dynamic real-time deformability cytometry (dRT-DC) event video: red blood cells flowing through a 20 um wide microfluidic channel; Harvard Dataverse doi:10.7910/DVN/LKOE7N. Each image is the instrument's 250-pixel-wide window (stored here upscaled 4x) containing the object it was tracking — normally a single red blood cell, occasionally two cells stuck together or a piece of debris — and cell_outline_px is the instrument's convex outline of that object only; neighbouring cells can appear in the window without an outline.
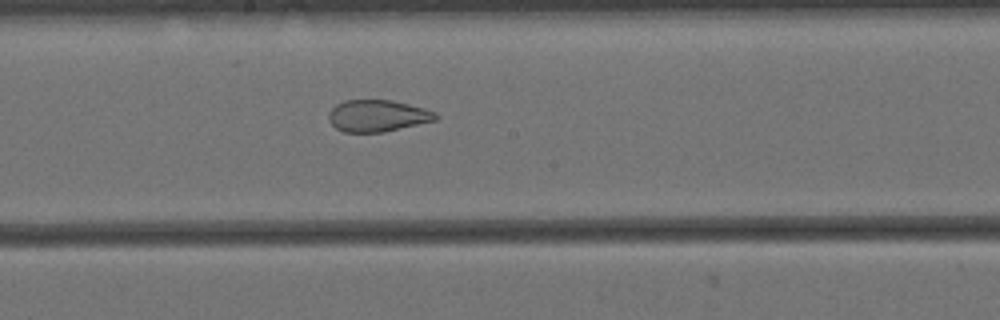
{"species": "Egyptian fruit bat (a non-hibernating species)", "species_latin": "Rousettus aegyptiacus", "temperature_condition": "cold", "stored_images_in_passage": 38, "camera_frame_rate_fps": 3000, "um_per_image_px": 0.085, "animal": {"sex": "female"}, "frame": {"image": 1, "passage_image": 22, "time_ms": 7.0, "image_size_px": [1000, 320], "cell_outline_px": [[440, 116], [436, 120], [384, 132], [344, 132], [336, 128], [328, 120], [328, 112], [336, 104], [344, 100], [392, 100], [424, 108], [436, 112]], "centroid_in_image_um": [32.08, 9.84], "position_along_channel_um": 216.1, "area_um2": 19.88}}